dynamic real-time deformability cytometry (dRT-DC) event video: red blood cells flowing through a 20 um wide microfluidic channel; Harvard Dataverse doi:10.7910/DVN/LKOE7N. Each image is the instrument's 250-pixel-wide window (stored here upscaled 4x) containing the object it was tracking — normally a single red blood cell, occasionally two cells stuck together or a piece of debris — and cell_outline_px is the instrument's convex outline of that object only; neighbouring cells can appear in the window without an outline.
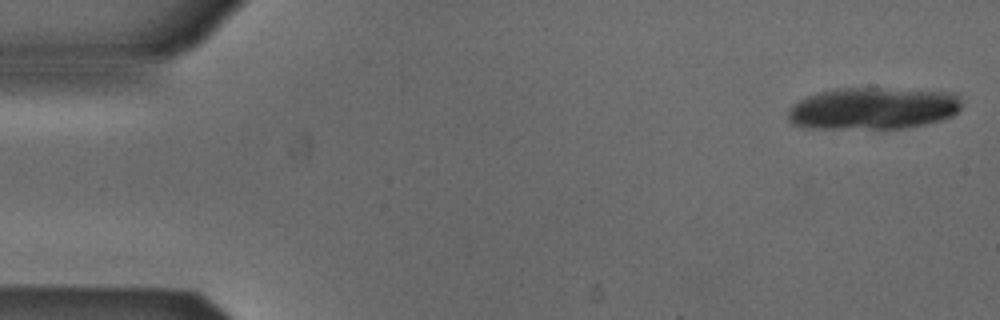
{"species": "Egyptian fruit bat (a non-hibernating species)", "species_latin": "Rousettus aegyptiacus", "temperature_condition": "cold", "stored_images_in_passage": 5, "camera_frame_rate_fps": 3000, "um_per_image_px": 0.085, "animal": {"sex": "male"}, "frame": {"image": 1, "passage_image": 1, "time_ms": 0.0, "image_size_px": [1000, 320], "cell_outline_px": [[960, 108], [952, 116], [940, 120], [924, 124], [904, 128], [812, 128], [792, 124], [788, 120], [788, 108], [792, 104], [808, 96], [820, 92], [836, 88], [876, 88], [952, 92], [960, 96]], "centroid_in_image_um": [74.19, 9.21], "position_along_channel_um": 10.8, "area_um2": 42.37}}